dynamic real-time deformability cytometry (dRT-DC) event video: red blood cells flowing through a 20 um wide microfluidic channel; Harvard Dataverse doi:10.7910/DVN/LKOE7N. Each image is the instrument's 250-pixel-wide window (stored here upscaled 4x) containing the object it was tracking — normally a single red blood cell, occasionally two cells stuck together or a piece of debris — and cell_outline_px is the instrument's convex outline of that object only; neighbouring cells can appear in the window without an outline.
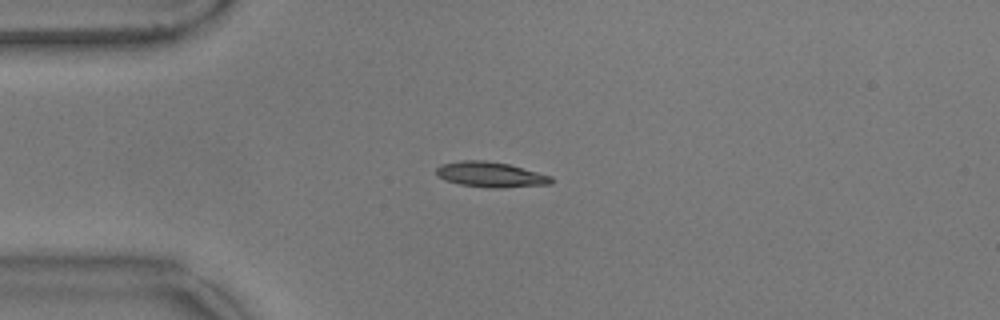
{"species": "common noctule bat (a hibernating species)", "species_latin": "Nyctalus noctula", "temperature_condition": "warm", "stored_images_in_passage": 43, "camera_frame_rate_fps": 3000, "um_per_image_px": 0.085, "animal": {"sex": "male", "body_mass_g": 17.9}, "frame": {"image": 1, "passage_image": 1, "time_ms": 0.0, "image_size_px": [1000, 320], "cell_outline_px": [[552, 184], [504, 188], [492, 188], [460, 184], [444, 180], [436, 172], [436, 168], [440, 164], [460, 160], [484, 160], [508, 164], [552, 176]], "centroid_in_image_um": [41.7, 14.84], "position_along_channel_um": 43.3, "area_um2": 16.94}}
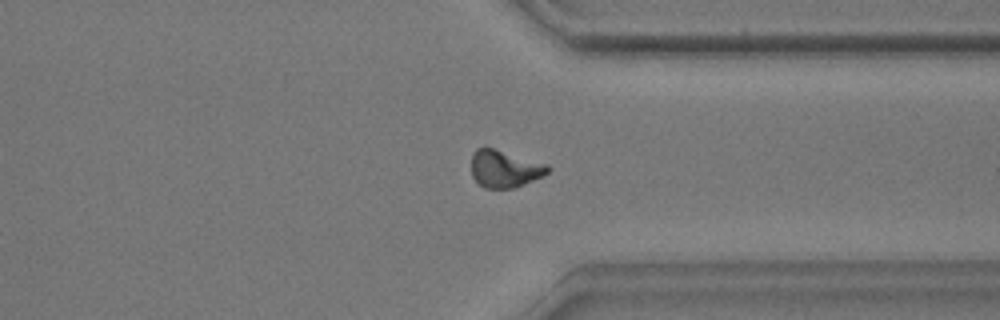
{"frame": {"image": 2, "passage_image": 30, "time_ms": 9.667, "image_size_px": [1000, 320], "cell_outline_px": [[548, 172], [544, 176], [524, 184], [512, 188], [484, 188], [472, 176], [472, 152], [476, 148], [484, 144], [548, 164]], "centroid_in_image_um": [42.87, 14.3], "position_along_channel_um": 368.5, "area_um2": 16.99}}
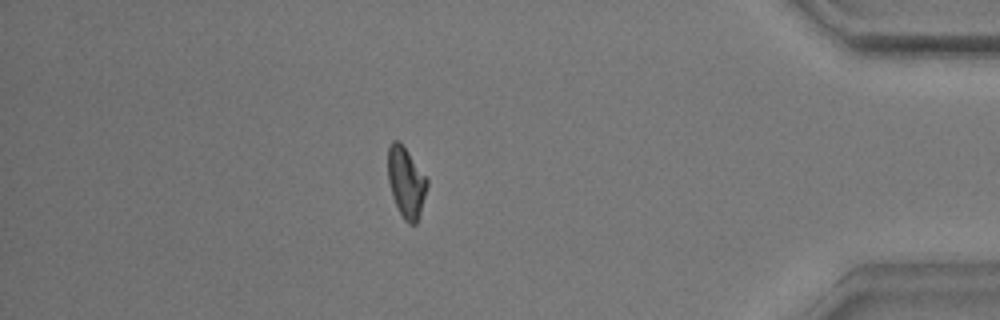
{"frame": {"image": 3, "passage_image": 36, "time_ms": 11.667, "image_size_px": [1000, 320], "cell_outline_px": [[428, 184], [420, 212], [416, 224], [408, 224], [404, 220], [392, 196], [388, 180], [388, 144], [392, 140], [400, 140], [428, 180]], "centroid_in_image_um": [34.5, 15.46], "position_along_channel_um": 400.7, "area_um2": 16.01}, "authors_computed_cell_mechanics": {"area_um2": 16.3574, "velocity_mm_per_s": 3.5839, "shape_relaxation_time_tau1_ms": 7.5229, "shape_relaxation_time_tau2_ms": 3.2571, "deformation_change_tau1": 0.2057, "deformation_change_tau2": 0.0969}}